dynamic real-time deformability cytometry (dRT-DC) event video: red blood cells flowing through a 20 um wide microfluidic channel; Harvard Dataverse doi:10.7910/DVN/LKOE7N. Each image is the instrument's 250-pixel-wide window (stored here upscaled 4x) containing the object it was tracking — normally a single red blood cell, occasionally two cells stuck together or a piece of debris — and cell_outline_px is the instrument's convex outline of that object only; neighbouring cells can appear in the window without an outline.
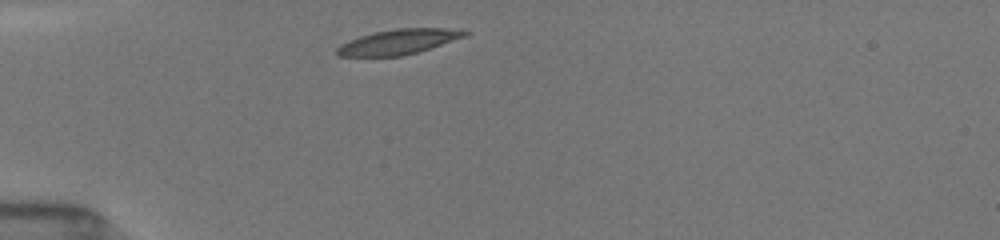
{"species": "common noctule bat (a hibernating species)", "species_latin": "Nyctalus noctula", "temperature_condition": "room temperature", "stored_images_in_passage": 1, "camera_frame_rate_fps": 3000, "um_per_image_px": 0.085, "animal": {"sex": "female", "body_mass_g": 19.5, "forearm_length_mm": 54.1}, "frame": {"image": 1, "passage_image": 1, "time_ms": 0.0, "image_size_px": [1000, 240], "cell_outline_px": [[468, 32], [464, 36], [416, 52], [400, 56], [340, 56], [336, 52], [336, 48], [340, 44], [348, 40], [360, 36], [376, 32], [396, 28], [444, 28]], "centroid_in_image_um": [33.76, 3.55], "position_along_channel_um": 51.2, "area_um2": 18.09}}